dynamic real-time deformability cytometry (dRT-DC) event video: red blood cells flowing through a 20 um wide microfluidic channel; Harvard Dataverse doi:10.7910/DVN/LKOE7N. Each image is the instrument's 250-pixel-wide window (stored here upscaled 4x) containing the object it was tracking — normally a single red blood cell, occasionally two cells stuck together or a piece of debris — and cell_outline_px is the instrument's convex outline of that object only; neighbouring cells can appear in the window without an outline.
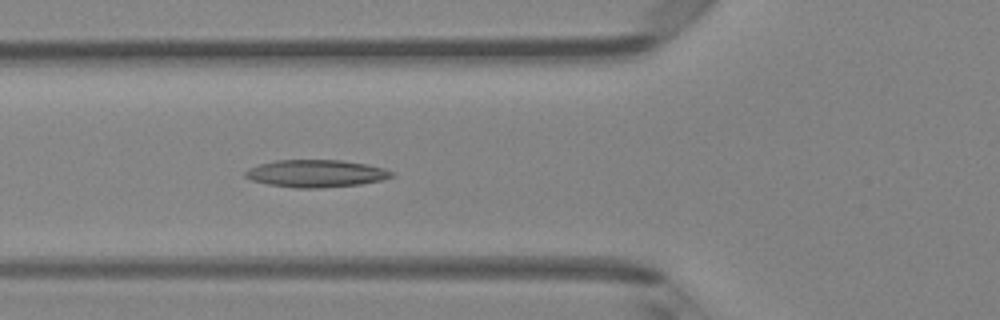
{"species": "Egyptian fruit bat (a non-hibernating species)", "species_latin": "Rousettus aegyptiacus", "temperature_condition": "room temperature", "stored_images_in_passage": 46, "camera_frame_rate_fps": 3000, "um_per_image_px": 0.085, "animal": {"sex": "female"}, "frame": {"image": 1, "passage_image": 16, "time_ms": 5.0, "image_size_px": [1000, 320], "cell_outline_px": [[396, 176], [380, 180], [360, 184], [320, 188], [296, 188], [268, 184], [252, 180], [244, 176], [244, 172], [248, 168], [260, 164], [276, 160], [340, 160], [368, 164], [384, 168], [392, 172]], "centroid_in_image_um": [26.86, 14.74], "position_along_channel_um": 98.9, "area_um2": 23.35}}
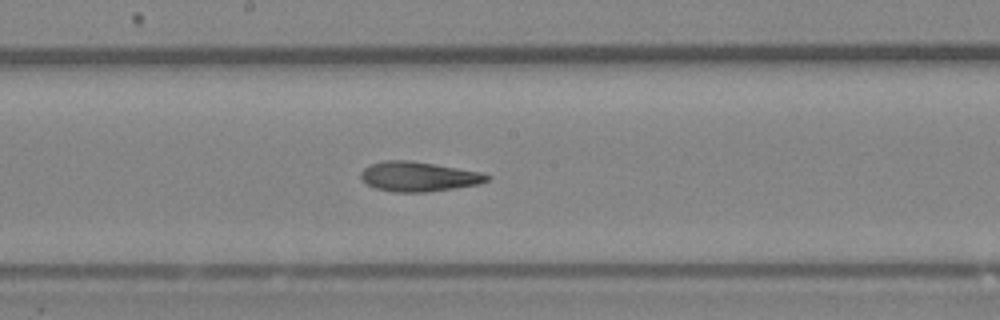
{"frame": {"image": 2, "passage_image": 24, "time_ms": 7.667, "image_size_px": [1000, 320], "cell_outline_px": [[492, 176], [488, 180], [480, 184], [428, 192], [392, 192], [376, 188], [368, 184], [360, 176], [360, 172], [364, 168], [372, 164], [384, 160], [408, 160], [436, 164], [480, 172]], "centroid_in_image_um": [35.59, 15.01], "position_along_channel_um": 212.6, "area_um2": 21.79}}
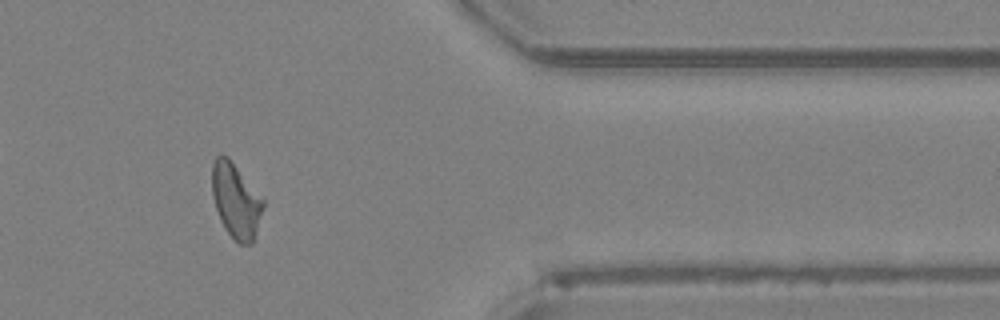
{"frame": {"image": 3, "passage_image": 38, "time_ms": 12.333, "image_size_px": [1000, 320], "cell_outline_px": [[264, 204], [252, 244], [240, 244], [228, 232], [220, 220], [212, 196], [212, 164], [216, 156], [220, 152], [228, 156], [264, 200]], "centroid_in_image_um": [20.02, 17.01], "position_along_channel_um": 391.4, "area_um2": 22.02}, "authors_computed_cell_mechanics": {"area_um2": 22.253, "velocity_mm_per_s": 4.2818, "shape_relaxation_time_tau1_ms": null, "shape_relaxation_time_tau2_ms": 2.4554, "deformation_change_tau1": null, "deformation_change_tau2": 0.1141}}